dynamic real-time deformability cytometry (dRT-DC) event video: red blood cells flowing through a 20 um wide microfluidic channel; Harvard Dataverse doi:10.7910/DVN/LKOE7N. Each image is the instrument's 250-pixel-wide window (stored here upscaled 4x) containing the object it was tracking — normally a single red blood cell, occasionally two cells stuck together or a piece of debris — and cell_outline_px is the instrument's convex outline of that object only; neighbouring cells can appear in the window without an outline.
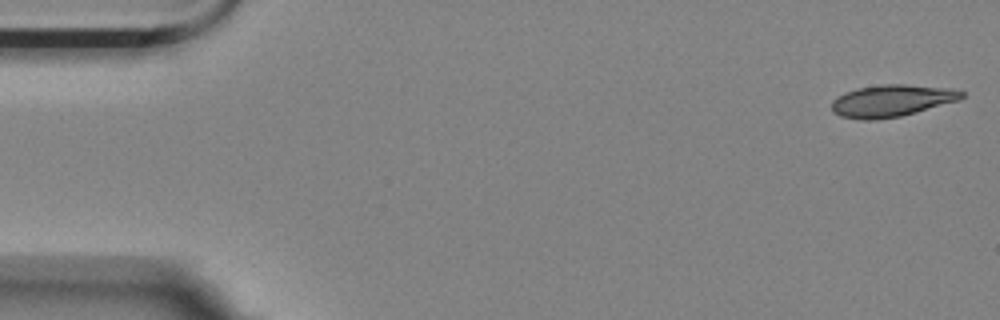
{"species": "Egyptian fruit bat (a non-hibernating species)", "species_latin": "Rousettus aegyptiacus", "temperature_condition": "room temperature", "stored_images_in_passage": 55, "camera_frame_rate_fps": 3000, "um_per_image_px": 0.085, "animal": {"sex": "female"}, "frame": {"image": 1, "passage_image": 1, "time_ms": 0.0, "image_size_px": [1000, 320], "cell_outline_px": [[964, 96], [960, 100], [916, 112], [900, 116], [872, 120], [860, 120], [840, 116], [832, 112], [832, 100], [836, 96], [844, 92], [856, 88], [880, 84], [904, 84], [952, 88], [964, 92]], "centroid_in_image_um": [75.77, 8.55], "position_along_channel_um": 9.2, "area_um2": 24.45}}
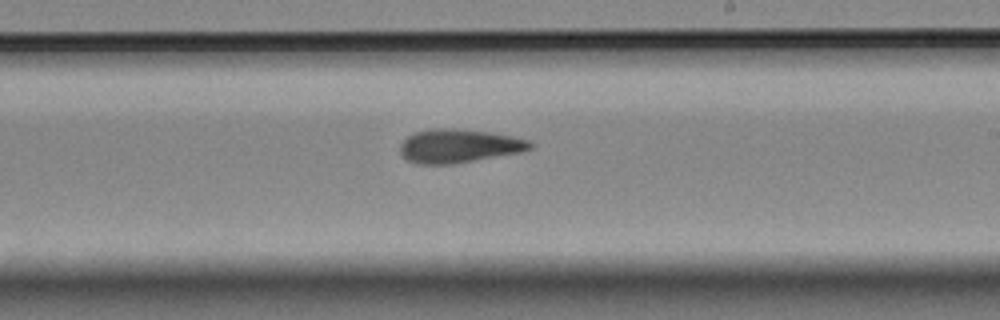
{"frame": {"image": 2, "passage_image": 32, "time_ms": 10.333, "image_size_px": [1000, 320], "cell_outline_px": [[532, 148], [520, 152], [452, 164], [420, 164], [408, 160], [400, 152], [400, 144], [408, 136], [416, 132], [432, 128], [452, 128], [488, 132], [512, 136], [528, 140], [532, 144]], "centroid_in_image_um": [38.98, 12.4], "position_along_channel_um": 250.0, "area_um2": 25.14}}
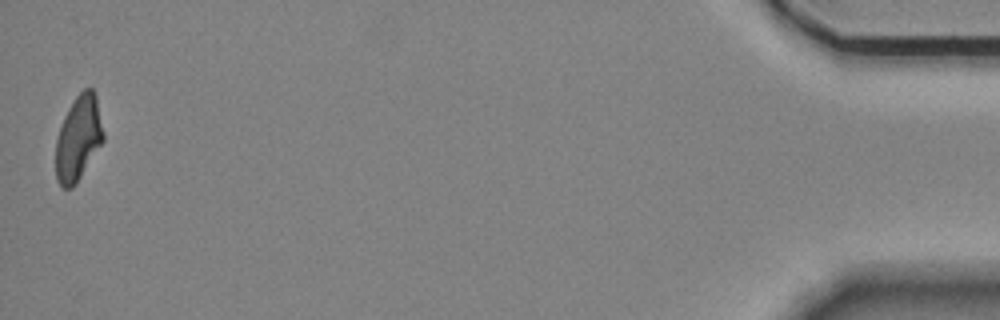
{"frame": {"image": 3, "passage_image": 55, "time_ms": 18.0, "image_size_px": [1000, 320], "cell_outline_px": [[104, 140], [76, 184], [72, 188], [60, 188], [56, 180], [56, 140], [64, 116], [68, 108], [76, 96], [84, 88], [92, 88], [96, 96], [104, 132]], "centroid_in_image_um": [6.66, 11.77], "position_along_channel_um": 428.5, "area_um2": 23.58}, "authors_computed_cell_mechanics": {"area_um2": 24.7384, "velocity_mm_per_s": 3.5269, "shape_relaxation_time_tau1_ms": 10.1286, "shape_relaxation_time_tau2_ms": 5.0717, "deformation_change_tau1": 0.2187, "deformation_change_tau2": 0.1369}}